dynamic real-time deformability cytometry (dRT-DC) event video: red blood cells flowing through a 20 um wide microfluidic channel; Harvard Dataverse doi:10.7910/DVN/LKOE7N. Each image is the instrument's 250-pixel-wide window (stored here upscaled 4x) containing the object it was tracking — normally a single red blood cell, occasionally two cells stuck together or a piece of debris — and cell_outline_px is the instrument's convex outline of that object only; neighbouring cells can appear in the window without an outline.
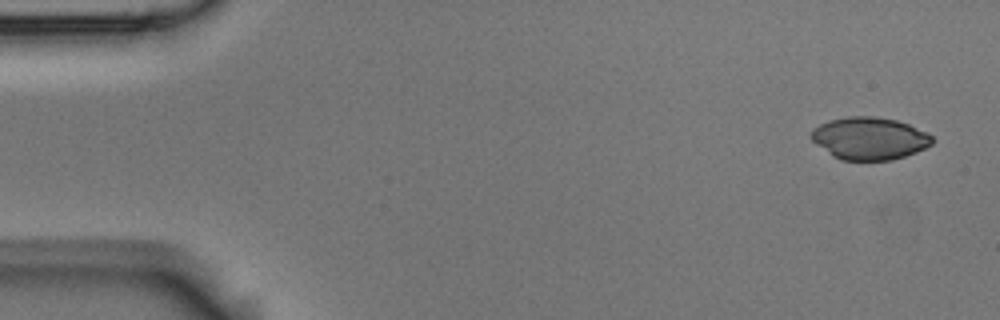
{"species": "Egyptian fruit bat (a non-hibernating species)", "species_latin": "Rousettus aegyptiacus", "temperature_condition": "room temperature", "stored_images_in_passage": 4, "camera_frame_rate_fps": 3000, "um_per_image_px": 0.085, "animal": {"sex": "male"}, "frame": {"image": 1, "passage_image": 1, "time_ms": 0.0, "image_size_px": [1000, 320], "cell_outline_px": [[936, 140], [932, 144], [916, 152], [892, 160], [840, 160], [832, 156], [816, 144], [808, 136], [812, 128], [828, 120], [848, 116], [876, 116], [896, 120], [908, 124], [928, 132]], "centroid_in_image_um": [73.89, 11.75], "position_along_channel_um": 11.1, "area_um2": 30.29}}
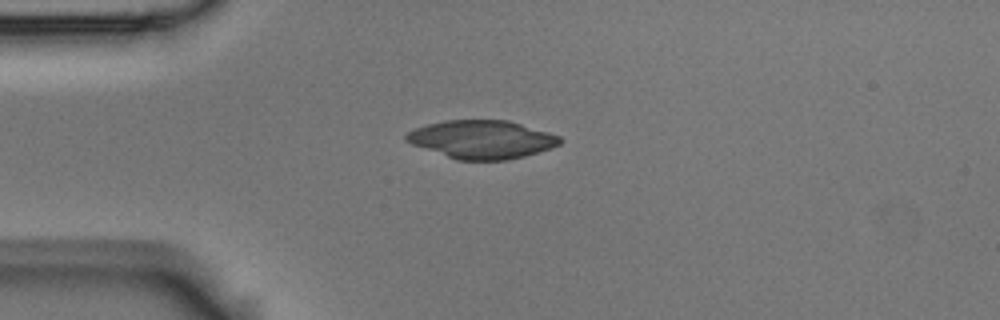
{"frame": {"image": 2, "passage_image": 4, "time_ms": 1.0, "image_size_px": [1000, 320], "cell_outline_px": [[564, 140], [560, 144], [552, 148], [524, 156], [508, 160], [456, 160], [412, 144], [404, 140], [404, 136], [408, 132], [416, 128], [428, 124], [444, 120], [508, 120], [548, 132], [560, 136]], "centroid_in_image_um": [40.97, 11.85], "position_along_channel_um": 44.0, "area_um2": 34.28}}